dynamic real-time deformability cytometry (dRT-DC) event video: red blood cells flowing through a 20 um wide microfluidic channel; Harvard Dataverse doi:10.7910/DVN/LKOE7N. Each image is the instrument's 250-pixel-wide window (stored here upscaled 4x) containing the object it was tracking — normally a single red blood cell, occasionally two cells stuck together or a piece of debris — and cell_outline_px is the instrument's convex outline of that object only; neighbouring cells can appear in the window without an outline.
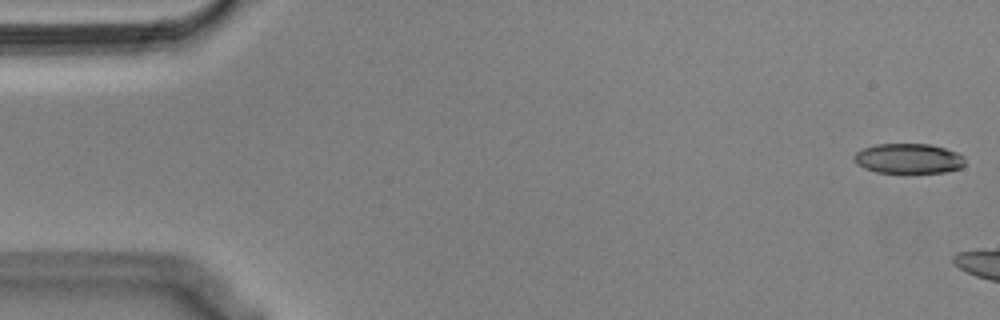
{"species": "Egyptian fruit bat (a non-hibernating species)", "species_latin": "Rousettus aegyptiacus", "temperature_condition": "cold", "stored_images_in_passage": 6, "camera_frame_rate_fps": 3000, "um_per_image_px": 0.085, "animal": {"sex": "male"}, "frame": {"image": 1, "passage_image": 1, "time_ms": 0.0, "image_size_px": [1000, 320], "cell_outline_px": [[964, 164], [960, 168], [944, 172], [876, 172], [864, 168], [856, 164], [852, 156], [856, 152], [864, 148], [876, 144], [928, 144], [944, 148], [956, 152], [964, 156]], "centroid_in_image_um": [77.19, 13.47], "position_along_channel_um": 7.8, "area_um2": 19.25}}